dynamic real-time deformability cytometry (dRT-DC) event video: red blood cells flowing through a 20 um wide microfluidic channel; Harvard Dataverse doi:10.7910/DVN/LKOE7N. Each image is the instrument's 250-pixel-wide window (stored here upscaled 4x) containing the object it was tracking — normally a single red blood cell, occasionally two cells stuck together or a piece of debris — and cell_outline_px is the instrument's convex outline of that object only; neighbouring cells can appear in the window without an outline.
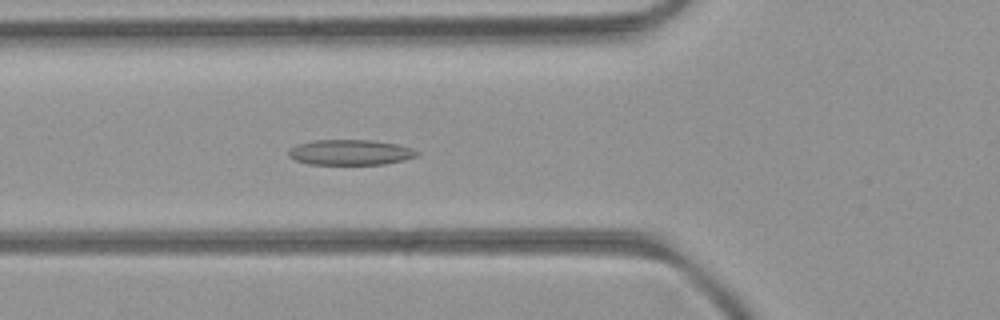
{"species": "common noctule bat (a hibernating species)", "species_latin": "Nyctalus noctula", "temperature_condition": "room temperature", "stored_images_in_passage": 39, "camera_frame_rate_fps": 3000, "um_per_image_px": 0.085, "animal": {"sex": "female", "body_mass_g": 21.9}, "frame": {"image": 1, "passage_image": 6, "time_ms": 1.667, "image_size_px": [1000, 320], "cell_outline_px": [[420, 152], [416, 156], [404, 160], [384, 164], [308, 164], [296, 160], [288, 156], [288, 152], [296, 144], [312, 140], [372, 140], [400, 144], [412, 148]], "centroid_in_image_um": [29.79, 12.94], "position_along_channel_um": 96.0, "area_um2": 19.07}}
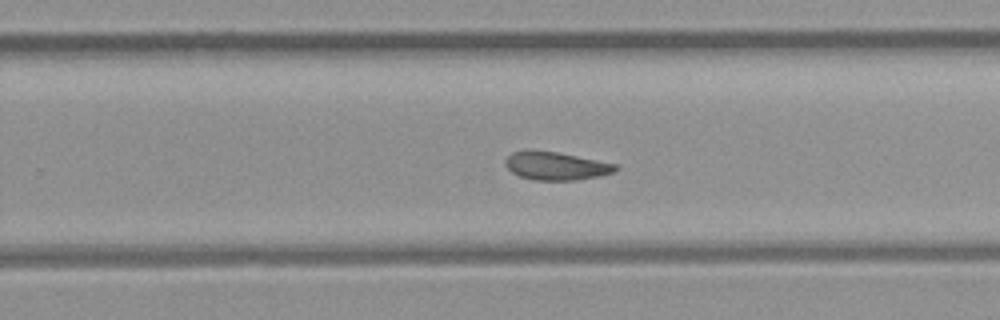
{"frame": {"image": 2, "passage_image": 20, "time_ms": 6.333, "image_size_px": [1000, 320], "cell_outline_px": [[620, 168], [612, 172], [600, 176], [576, 180], [536, 180], [520, 176], [512, 172], [504, 164], [504, 160], [512, 152], [556, 152], [616, 164]], "centroid_in_image_um": [47.28, 14.13], "position_along_channel_um": 282.5, "area_um2": 17.51}}
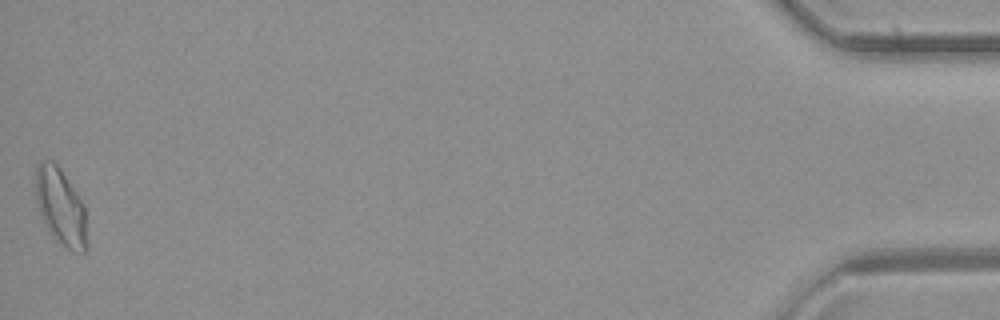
{"frame": {"image": 3, "passage_image": 39, "time_ms": 12.667, "image_size_px": [1000, 320], "cell_outline_px": [[88, 248], [84, 252], [76, 252], [60, 244], [56, 240], [40, 216], [36, 200], [36, 168], [44, 160], [52, 160], [60, 168], [84, 204]], "centroid_in_image_um": [5.17, 17.61], "position_along_channel_um": 430.0, "area_um2": 22.83}, "authors_computed_cell_mechanics": {"area_um2": 18.5538, "velocity_mm_per_s": 3.9935, "shape_relaxation_time_tau1_ms": null, "shape_relaxation_time_tau2_ms": 6.0076, "deformation_change_tau1": null, "deformation_change_tau2": 0.1444}}